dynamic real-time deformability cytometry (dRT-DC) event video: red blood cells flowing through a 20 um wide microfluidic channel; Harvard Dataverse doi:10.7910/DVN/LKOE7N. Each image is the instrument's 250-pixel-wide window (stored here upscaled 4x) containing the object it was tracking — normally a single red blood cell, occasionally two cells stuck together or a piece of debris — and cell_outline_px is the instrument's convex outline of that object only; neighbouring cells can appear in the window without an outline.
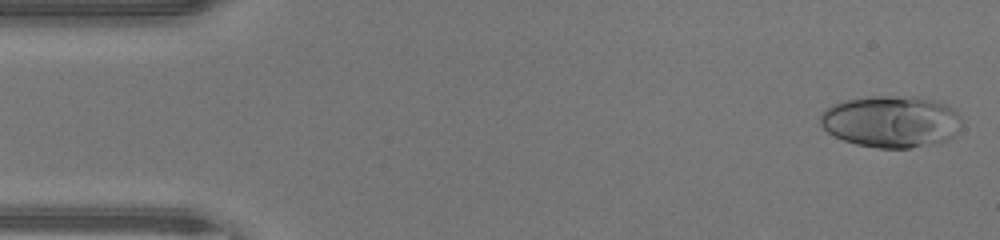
{"species": "human", "species_latin": "Homo sapiens", "temperature_condition": "warm", "stored_images_in_passage": 46, "camera_frame_rate_fps": 3000, "um_per_image_px": 0.085, "donor": {"sex": "male"}, "frame": {"image": 1, "passage_image": 1, "time_ms": 0.0, "image_size_px": [1000, 240], "cell_outline_px": [[964, 120], [960, 128], [952, 136], [944, 140], [908, 148], [876, 148], [856, 144], [832, 136], [820, 124], [820, 112], [832, 104], [844, 100], [868, 96], [916, 96], [940, 100], [956, 108]], "centroid_in_image_um": [75.77, 10.29], "position_along_channel_um": 9.2, "area_um2": 43.41}}
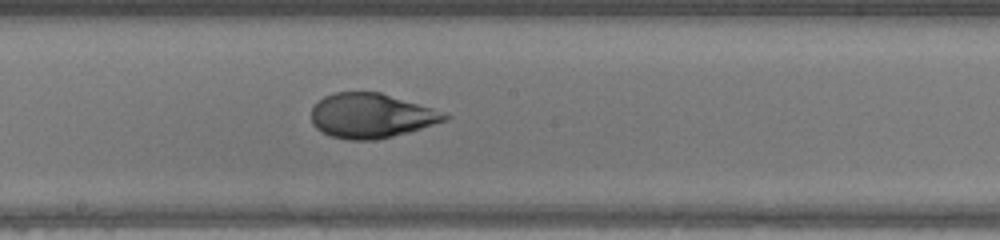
{"frame": {"image": 2, "passage_image": 24, "time_ms": 7.667, "image_size_px": [1000, 240], "cell_outline_px": [[452, 116], [448, 120], [408, 132], [392, 136], [372, 140], [348, 140], [332, 136], [316, 128], [312, 124], [312, 108], [324, 96], [336, 92], [380, 92], [432, 108]], "centroid_in_image_um": [31.56, 9.83], "position_along_channel_um": 216.6, "area_um2": 34.39}}
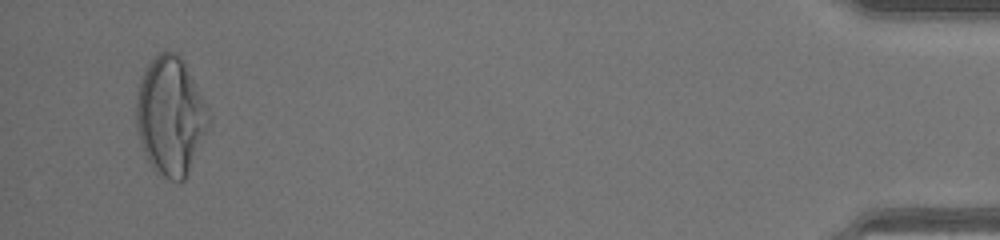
{"frame": {"image": 3, "passage_image": 44, "time_ms": 14.333, "image_size_px": [1000, 240], "cell_outline_px": [[212, 120], [188, 172], [184, 180], [172, 180], [156, 172], [152, 168], [144, 152], [136, 128], [136, 92], [140, 80], [148, 64], [160, 52], [176, 52], [184, 60], [212, 116]], "centroid_in_image_um": [14.5, 9.84], "position_along_channel_um": 420.7, "area_um2": 49.88}, "authors_computed_cell_mechanics": {"area_um2": 38.8994, "velocity_mm_per_s": 4.394, "shape_relaxation_time_tau1_ms": 4.4592, "shape_relaxation_time_tau2_ms": null, "deformation_change_tau1": 0.249, "deformation_change_tau2": null}}